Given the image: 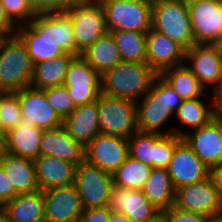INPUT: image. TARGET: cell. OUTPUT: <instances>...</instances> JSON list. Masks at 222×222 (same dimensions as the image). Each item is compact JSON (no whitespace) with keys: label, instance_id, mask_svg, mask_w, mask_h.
<instances>
[{"label":"cell","instance_id":"obj_1","mask_svg":"<svg viewBox=\"0 0 222 222\" xmlns=\"http://www.w3.org/2000/svg\"><path fill=\"white\" fill-rule=\"evenodd\" d=\"M16 35L33 65L65 53L75 55L71 18L63 9L39 11L28 24L17 27Z\"/></svg>","mask_w":222,"mask_h":222},{"label":"cell","instance_id":"obj_2","mask_svg":"<svg viewBox=\"0 0 222 222\" xmlns=\"http://www.w3.org/2000/svg\"><path fill=\"white\" fill-rule=\"evenodd\" d=\"M182 101L181 97L157 75L148 93L136 103L138 131L160 135L173 133V129L165 128V125L174 117Z\"/></svg>","mask_w":222,"mask_h":222},{"label":"cell","instance_id":"obj_3","mask_svg":"<svg viewBox=\"0 0 222 222\" xmlns=\"http://www.w3.org/2000/svg\"><path fill=\"white\" fill-rule=\"evenodd\" d=\"M157 75L147 63L121 62L101 75V93L137 103Z\"/></svg>","mask_w":222,"mask_h":222},{"label":"cell","instance_id":"obj_4","mask_svg":"<svg viewBox=\"0 0 222 222\" xmlns=\"http://www.w3.org/2000/svg\"><path fill=\"white\" fill-rule=\"evenodd\" d=\"M33 67L26 46L17 35L0 39V92L30 87Z\"/></svg>","mask_w":222,"mask_h":222},{"label":"cell","instance_id":"obj_5","mask_svg":"<svg viewBox=\"0 0 222 222\" xmlns=\"http://www.w3.org/2000/svg\"><path fill=\"white\" fill-rule=\"evenodd\" d=\"M71 18L75 56L108 33L103 7L99 0H73L63 9Z\"/></svg>","mask_w":222,"mask_h":222},{"label":"cell","instance_id":"obj_6","mask_svg":"<svg viewBox=\"0 0 222 222\" xmlns=\"http://www.w3.org/2000/svg\"><path fill=\"white\" fill-rule=\"evenodd\" d=\"M151 28L177 42L185 50L196 44L186 0H153Z\"/></svg>","mask_w":222,"mask_h":222},{"label":"cell","instance_id":"obj_7","mask_svg":"<svg viewBox=\"0 0 222 222\" xmlns=\"http://www.w3.org/2000/svg\"><path fill=\"white\" fill-rule=\"evenodd\" d=\"M108 32L147 33L152 26L153 0H99Z\"/></svg>","mask_w":222,"mask_h":222},{"label":"cell","instance_id":"obj_8","mask_svg":"<svg viewBox=\"0 0 222 222\" xmlns=\"http://www.w3.org/2000/svg\"><path fill=\"white\" fill-rule=\"evenodd\" d=\"M97 107L101 134L128 139L138 131L136 102L100 93Z\"/></svg>","mask_w":222,"mask_h":222},{"label":"cell","instance_id":"obj_9","mask_svg":"<svg viewBox=\"0 0 222 222\" xmlns=\"http://www.w3.org/2000/svg\"><path fill=\"white\" fill-rule=\"evenodd\" d=\"M196 44H214L222 38V0H186Z\"/></svg>","mask_w":222,"mask_h":222},{"label":"cell","instance_id":"obj_10","mask_svg":"<svg viewBox=\"0 0 222 222\" xmlns=\"http://www.w3.org/2000/svg\"><path fill=\"white\" fill-rule=\"evenodd\" d=\"M173 206L184 211L202 214L207 218L222 213V200L210 176L199 182L177 188Z\"/></svg>","mask_w":222,"mask_h":222},{"label":"cell","instance_id":"obj_11","mask_svg":"<svg viewBox=\"0 0 222 222\" xmlns=\"http://www.w3.org/2000/svg\"><path fill=\"white\" fill-rule=\"evenodd\" d=\"M74 185L83 209L106 206L113 185L112 174L83 161L76 167Z\"/></svg>","mask_w":222,"mask_h":222},{"label":"cell","instance_id":"obj_12","mask_svg":"<svg viewBox=\"0 0 222 222\" xmlns=\"http://www.w3.org/2000/svg\"><path fill=\"white\" fill-rule=\"evenodd\" d=\"M63 85L75 106L96 101L101 93V75L81 57L75 56L67 67Z\"/></svg>","mask_w":222,"mask_h":222},{"label":"cell","instance_id":"obj_13","mask_svg":"<svg viewBox=\"0 0 222 222\" xmlns=\"http://www.w3.org/2000/svg\"><path fill=\"white\" fill-rule=\"evenodd\" d=\"M111 212L124 214L131 222H153L161 216L142 190L112 185L106 205Z\"/></svg>","mask_w":222,"mask_h":222},{"label":"cell","instance_id":"obj_14","mask_svg":"<svg viewBox=\"0 0 222 222\" xmlns=\"http://www.w3.org/2000/svg\"><path fill=\"white\" fill-rule=\"evenodd\" d=\"M129 156L128 139L99 134L84 147V161L112 174Z\"/></svg>","mask_w":222,"mask_h":222},{"label":"cell","instance_id":"obj_15","mask_svg":"<svg viewBox=\"0 0 222 222\" xmlns=\"http://www.w3.org/2000/svg\"><path fill=\"white\" fill-rule=\"evenodd\" d=\"M44 222H77L83 207L74 184L43 190Z\"/></svg>","mask_w":222,"mask_h":222},{"label":"cell","instance_id":"obj_16","mask_svg":"<svg viewBox=\"0 0 222 222\" xmlns=\"http://www.w3.org/2000/svg\"><path fill=\"white\" fill-rule=\"evenodd\" d=\"M182 139L208 168L222 162V120L217 116Z\"/></svg>","mask_w":222,"mask_h":222},{"label":"cell","instance_id":"obj_17","mask_svg":"<svg viewBox=\"0 0 222 222\" xmlns=\"http://www.w3.org/2000/svg\"><path fill=\"white\" fill-rule=\"evenodd\" d=\"M184 64L211 94L209 88H216L222 65L217 47L214 44H194L185 50Z\"/></svg>","mask_w":222,"mask_h":222},{"label":"cell","instance_id":"obj_18","mask_svg":"<svg viewBox=\"0 0 222 222\" xmlns=\"http://www.w3.org/2000/svg\"><path fill=\"white\" fill-rule=\"evenodd\" d=\"M14 93L18 96L22 118H27L35 127L50 130L63 126V119L47 102L43 90L26 87Z\"/></svg>","mask_w":222,"mask_h":222},{"label":"cell","instance_id":"obj_19","mask_svg":"<svg viewBox=\"0 0 222 222\" xmlns=\"http://www.w3.org/2000/svg\"><path fill=\"white\" fill-rule=\"evenodd\" d=\"M166 169L176 189L199 182L210 174V168L200 160L184 140L175 147Z\"/></svg>","mask_w":222,"mask_h":222},{"label":"cell","instance_id":"obj_20","mask_svg":"<svg viewBox=\"0 0 222 222\" xmlns=\"http://www.w3.org/2000/svg\"><path fill=\"white\" fill-rule=\"evenodd\" d=\"M184 62L185 49L181 45L152 28L146 33V63L157 74Z\"/></svg>","mask_w":222,"mask_h":222},{"label":"cell","instance_id":"obj_21","mask_svg":"<svg viewBox=\"0 0 222 222\" xmlns=\"http://www.w3.org/2000/svg\"><path fill=\"white\" fill-rule=\"evenodd\" d=\"M42 129L34 126L27 118L4 134V150L6 153L35 160L40 155Z\"/></svg>","mask_w":222,"mask_h":222},{"label":"cell","instance_id":"obj_22","mask_svg":"<svg viewBox=\"0 0 222 222\" xmlns=\"http://www.w3.org/2000/svg\"><path fill=\"white\" fill-rule=\"evenodd\" d=\"M40 155L56 157L78 166L84 161V147L61 126L43 130L40 140Z\"/></svg>","mask_w":222,"mask_h":222},{"label":"cell","instance_id":"obj_23","mask_svg":"<svg viewBox=\"0 0 222 222\" xmlns=\"http://www.w3.org/2000/svg\"><path fill=\"white\" fill-rule=\"evenodd\" d=\"M34 161L36 179L41 191L75 183L76 165L56 157L39 155Z\"/></svg>","mask_w":222,"mask_h":222},{"label":"cell","instance_id":"obj_24","mask_svg":"<svg viewBox=\"0 0 222 222\" xmlns=\"http://www.w3.org/2000/svg\"><path fill=\"white\" fill-rule=\"evenodd\" d=\"M63 127L83 147L101 134L98 123L97 100L76 108L63 119Z\"/></svg>","mask_w":222,"mask_h":222},{"label":"cell","instance_id":"obj_25","mask_svg":"<svg viewBox=\"0 0 222 222\" xmlns=\"http://www.w3.org/2000/svg\"><path fill=\"white\" fill-rule=\"evenodd\" d=\"M210 97L212 99L209 100ZM203 98L204 97H200L182 101L178 110L174 114V118L178 119V122L181 123L182 127L186 126L187 130L183 128L177 129L175 126L172 127L174 134L183 137L190 131L204 126L216 116L215 98L212 95L208 96L207 101Z\"/></svg>","mask_w":222,"mask_h":222},{"label":"cell","instance_id":"obj_26","mask_svg":"<svg viewBox=\"0 0 222 222\" xmlns=\"http://www.w3.org/2000/svg\"><path fill=\"white\" fill-rule=\"evenodd\" d=\"M0 165L17 194L40 191L32 159L13 156L5 152L0 157Z\"/></svg>","mask_w":222,"mask_h":222},{"label":"cell","instance_id":"obj_27","mask_svg":"<svg viewBox=\"0 0 222 222\" xmlns=\"http://www.w3.org/2000/svg\"><path fill=\"white\" fill-rule=\"evenodd\" d=\"M0 209L8 222H44L43 191L18 194Z\"/></svg>","mask_w":222,"mask_h":222},{"label":"cell","instance_id":"obj_28","mask_svg":"<svg viewBox=\"0 0 222 222\" xmlns=\"http://www.w3.org/2000/svg\"><path fill=\"white\" fill-rule=\"evenodd\" d=\"M141 190L144 196L161 212L174 204L176 188L166 168H152Z\"/></svg>","mask_w":222,"mask_h":222},{"label":"cell","instance_id":"obj_29","mask_svg":"<svg viewBox=\"0 0 222 222\" xmlns=\"http://www.w3.org/2000/svg\"><path fill=\"white\" fill-rule=\"evenodd\" d=\"M158 75L181 97L182 100L195 99L209 95L198 78L185 64L164 69Z\"/></svg>","mask_w":222,"mask_h":222},{"label":"cell","instance_id":"obj_30","mask_svg":"<svg viewBox=\"0 0 222 222\" xmlns=\"http://www.w3.org/2000/svg\"><path fill=\"white\" fill-rule=\"evenodd\" d=\"M74 57L73 54L65 53L54 59L34 64L30 87L44 90L62 86L67 67Z\"/></svg>","mask_w":222,"mask_h":222},{"label":"cell","instance_id":"obj_31","mask_svg":"<svg viewBox=\"0 0 222 222\" xmlns=\"http://www.w3.org/2000/svg\"><path fill=\"white\" fill-rule=\"evenodd\" d=\"M80 56L100 75L122 62L115 39L109 32L89 46Z\"/></svg>","mask_w":222,"mask_h":222},{"label":"cell","instance_id":"obj_32","mask_svg":"<svg viewBox=\"0 0 222 222\" xmlns=\"http://www.w3.org/2000/svg\"><path fill=\"white\" fill-rule=\"evenodd\" d=\"M152 167L128 156L126 160L112 173L113 185L141 190L146 183Z\"/></svg>","mask_w":222,"mask_h":222},{"label":"cell","instance_id":"obj_33","mask_svg":"<svg viewBox=\"0 0 222 222\" xmlns=\"http://www.w3.org/2000/svg\"><path fill=\"white\" fill-rule=\"evenodd\" d=\"M115 39L122 62L146 63V33L110 32Z\"/></svg>","mask_w":222,"mask_h":222},{"label":"cell","instance_id":"obj_34","mask_svg":"<svg viewBox=\"0 0 222 222\" xmlns=\"http://www.w3.org/2000/svg\"><path fill=\"white\" fill-rule=\"evenodd\" d=\"M18 96L14 92H0V130L5 134L21 121Z\"/></svg>","mask_w":222,"mask_h":222},{"label":"cell","instance_id":"obj_35","mask_svg":"<svg viewBox=\"0 0 222 222\" xmlns=\"http://www.w3.org/2000/svg\"><path fill=\"white\" fill-rule=\"evenodd\" d=\"M128 152L133 159L152 167V160H154V133L135 132L128 138Z\"/></svg>","mask_w":222,"mask_h":222},{"label":"cell","instance_id":"obj_36","mask_svg":"<svg viewBox=\"0 0 222 222\" xmlns=\"http://www.w3.org/2000/svg\"><path fill=\"white\" fill-rule=\"evenodd\" d=\"M182 140V137L174 133L165 135L154 133V160H152V168H167L175 147Z\"/></svg>","mask_w":222,"mask_h":222},{"label":"cell","instance_id":"obj_37","mask_svg":"<svg viewBox=\"0 0 222 222\" xmlns=\"http://www.w3.org/2000/svg\"><path fill=\"white\" fill-rule=\"evenodd\" d=\"M6 16L16 26L26 25L39 12L31 0H0Z\"/></svg>","mask_w":222,"mask_h":222},{"label":"cell","instance_id":"obj_38","mask_svg":"<svg viewBox=\"0 0 222 222\" xmlns=\"http://www.w3.org/2000/svg\"><path fill=\"white\" fill-rule=\"evenodd\" d=\"M43 91L45 92L47 102L62 119L76 108L66 86L51 87Z\"/></svg>","mask_w":222,"mask_h":222},{"label":"cell","instance_id":"obj_39","mask_svg":"<svg viewBox=\"0 0 222 222\" xmlns=\"http://www.w3.org/2000/svg\"><path fill=\"white\" fill-rule=\"evenodd\" d=\"M165 222H207L208 218L202 214L184 211L171 206L161 212Z\"/></svg>","mask_w":222,"mask_h":222},{"label":"cell","instance_id":"obj_40","mask_svg":"<svg viewBox=\"0 0 222 222\" xmlns=\"http://www.w3.org/2000/svg\"><path fill=\"white\" fill-rule=\"evenodd\" d=\"M111 211L107 206L83 209L77 222H109Z\"/></svg>","mask_w":222,"mask_h":222},{"label":"cell","instance_id":"obj_41","mask_svg":"<svg viewBox=\"0 0 222 222\" xmlns=\"http://www.w3.org/2000/svg\"><path fill=\"white\" fill-rule=\"evenodd\" d=\"M18 195L10 183L8 176L0 165V208Z\"/></svg>","mask_w":222,"mask_h":222},{"label":"cell","instance_id":"obj_42","mask_svg":"<svg viewBox=\"0 0 222 222\" xmlns=\"http://www.w3.org/2000/svg\"><path fill=\"white\" fill-rule=\"evenodd\" d=\"M17 27L6 16L4 7L0 2V39L16 35Z\"/></svg>","mask_w":222,"mask_h":222},{"label":"cell","instance_id":"obj_43","mask_svg":"<svg viewBox=\"0 0 222 222\" xmlns=\"http://www.w3.org/2000/svg\"><path fill=\"white\" fill-rule=\"evenodd\" d=\"M38 11L64 9L73 0H31Z\"/></svg>","mask_w":222,"mask_h":222},{"label":"cell","instance_id":"obj_44","mask_svg":"<svg viewBox=\"0 0 222 222\" xmlns=\"http://www.w3.org/2000/svg\"><path fill=\"white\" fill-rule=\"evenodd\" d=\"M211 180L218 192L220 199L222 200V162L216 164L210 169Z\"/></svg>","mask_w":222,"mask_h":222},{"label":"cell","instance_id":"obj_45","mask_svg":"<svg viewBox=\"0 0 222 222\" xmlns=\"http://www.w3.org/2000/svg\"><path fill=\"white\" fill-rule=\"evenodd\" d=\"M212 91V96L215 98V101L222 96V65H221V70H220V76L218 80V84L214 90Z\"/></svg>","mask_w":222,"mask_h":222},{"label":"cell","instance_id":"obj_46","mask_svg":"<svg viewBox=\"0 0 222 222\" xmlns=\"http://www.w3.org/2000/svg\"><path fill=\"white\" fill-rule=\"evenodd\" d=\"M109 222H131L124 214L111 212Z\"/></svg>","mask_w":222,"mask_h":222},{"label":"cell","instance_id":"obj_47","mask_svg":"<svg viewBox=\"0 0 222 222\" xmlns=\"http://www.w3.org/2000/svg\"><path fill=\"white\" fill-rule=\"evenodd\" d=\"M216 116L222 120V96L215 101Z\"/></svg>","mask_w":222,"mask_h":222},{"label":"cell","instance_id":"obj_48","mask_svg":"<svg viewBox=\"0 0 222 222\" xmlns=\"http://www.w3.org/2000/svg\"><path fill=\"white\" fill-rule=\"evenodd\" d=\"M5 153L4 150V133L0 130V157Z\"/></svg>","mask_w":222,"mask_h":222},{"label":"cell","instance_id":"obj_49","mask_svg":"<svg viewBox=\"0 0 222 222\" xmlns=\"http://www.w3.org/2000/svg\"><path fill=\"white\" fill-rule=\"evenodd\" d=\"M207 222H222V213L216 214L215 216L208 218Z\"/></svg>","mask_w":222,"mask_h":222},{"label":"cell","instance_id":"obj_50","mask_svg":"<svg viewBox=\"0 0 222 222\" xmlns=\"http://www.w3.org/2000/svg\"><path fill=\"white\" fill-rule=\"evenodd\" d=\"M214 45L217 47L218 51H219V55L221 57L222 60V38L218 39Z\"/></svg>","mask_w":222,"mask_h":222},{"label":"cell","instance_id":"obj_51","mask_svg":"<svg viewBox=\"0 0 222 222\" xmlns=\"http://www.w3.org/2000/svg\"><path fill=\"white\" fill-rule=\"evenodd\" d=\"M0 222H8L6 215L1 209H0Z\"/></svg>","mask_w":222,"mask_h":222},{"label":"cell","instance_id":"obj_52","mask_svg":"<svg viewBox=\"0 0 222 222\" xmlns=\"http://www.w3.org/2000/svg\"><path fill=\"white\" fill-rule=\"evenodd\" d=\"M153 222H165L164 219L162 218V216H160L159 218H157L155 221Z\"/></svg>","mask_w":222,"mask_h":222}]
</instances>
